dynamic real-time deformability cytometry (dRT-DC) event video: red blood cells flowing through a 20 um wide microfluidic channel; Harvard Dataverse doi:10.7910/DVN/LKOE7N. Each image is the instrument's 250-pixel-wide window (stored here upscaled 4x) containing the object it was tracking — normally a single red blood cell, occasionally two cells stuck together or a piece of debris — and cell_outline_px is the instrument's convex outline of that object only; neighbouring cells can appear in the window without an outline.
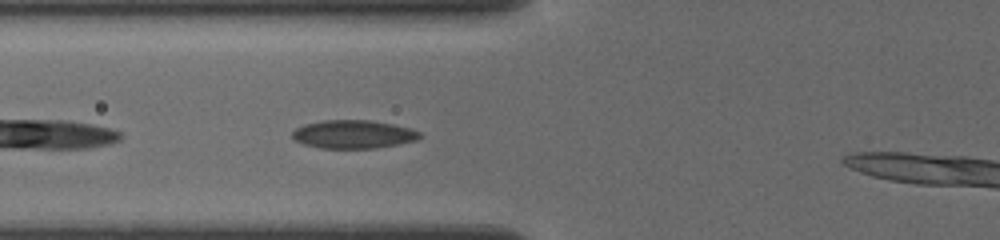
{"species": "common noctule bat (a hibernating species)", "species_latin": "Nyctalus noctula", "temperature_condition": "cold", "stored_images_in_passage": 26, "camera_frame_rate_fps": 3000, "um_per_image_px": 0.085, "animal": {"sex": "female", "body_mass_g": 19.5, "forearm_length_mm": 54.1}, "frame": {"image": 1, "passage_image": 6, "time_ms": 1.333, "image_size_px": [1000, 240], "cell_outline_px": [[424, 136], [416, 140], [376, 148], [320, 148], [304, 144], [296, 140], [292, 136], [292, 132], [296, 128], [304, 124], [324, 120], [368, 120], [392, 124], [408, 128], [420, 132]], "centroid_in_image_um": [30.03, 11.41], "position_along_channel_um": 95.8, "area_um2": 20.87}}
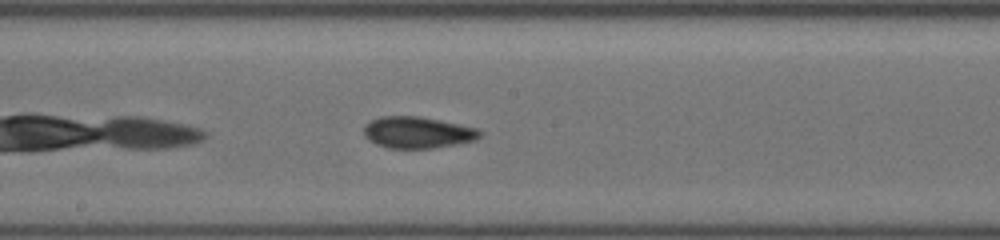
{"frame": {"image": 2, "passage_image": 15, "time_ms": 4.333, "image_size_px": [1000, 240], "cell_outline_px": [[480, 136], [476, 140], [456, 144], [432, 148], [388, 148], [376, 144], [368, 140], [364, 136], [364, 128], [372, 120], [384, 116], [420, 116], [440, 120], [476, 128], [480, 132]], "centroid_in_image_um": [35.48, 11.26], "position_along_channel_um": 212.7, "area_um2": 21.1}}
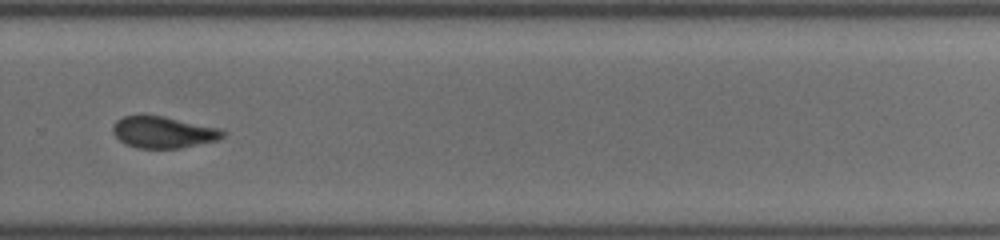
{"frame": {"image": 3, "passage_image": 23, "time_ms": 7.0, "image_size_px": [1000, 240], "cell_outline_px": [[228, 132], [220, 140], [180, 148], [136, 148], [124, 144], [112, 132], [112, 128], [116, 120], [124, 116], [164, 116], [220, 128]], "centroid_in_image_um": [13.92, 11.25], "position_along_channel_um": 315.9, "area_um2": 20.35}}